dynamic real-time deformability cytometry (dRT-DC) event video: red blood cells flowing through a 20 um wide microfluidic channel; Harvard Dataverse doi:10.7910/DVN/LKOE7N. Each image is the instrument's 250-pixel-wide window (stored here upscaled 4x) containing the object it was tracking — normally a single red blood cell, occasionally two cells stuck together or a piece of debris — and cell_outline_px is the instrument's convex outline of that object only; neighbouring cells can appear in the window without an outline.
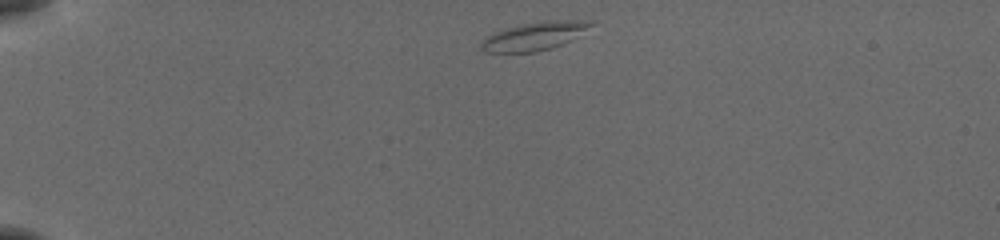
{"species": "common noctule bat (a hibernating species)", "species_latin": "Nyctalus noctula", "temperature_condition": "cold", "stored_images_in_passage": 42, "camera_frame_rate_fps": 3000, "um_per_image_px": 0.085, "animal": {"sex": "female", "body_mass_g": 19.5, "forearm_length_mm": 54.1}, "frame": {"image": 1, "passage_image": 1, "time_ms": 0.0, "image_size_px": [1000, 240], "cell_outline_px": [[592, 24], [572, 40], [564, 44], [552, 48], [536, 52], [484, 52], [480, 48], [480, 44], [484, 36], [492, 32], [520, 24], [548, 20], [592, 20]], "centroid_in_image_um": [45.37, 3.07], "position_along_channel_um": 39.6, "area_um2": 18.21}}
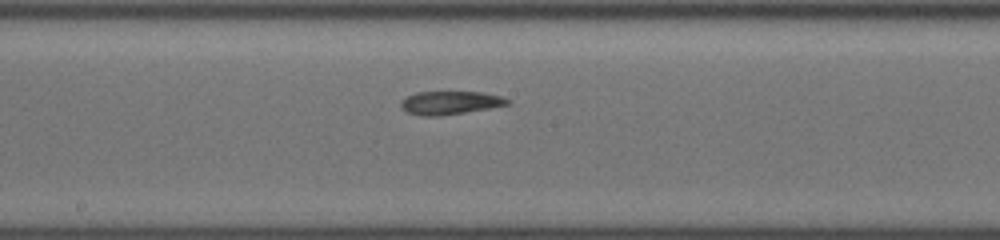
{"frame": {"image": 2, "passage_image": 19, "time_ms": 6.0, "image_size_px": [1000, 240], "cell_outline_px": [[512, 100], [508, 104], [488, 108], [440, 116], [420, 116], [408, 112], [400, 108], [400, 100], [416, 92], [484, 92], [500, 96]], "centroid_in_image_um": [38.22, 8.73], "position_along_channel_um": 210.0, "area_um2": 14.45}}
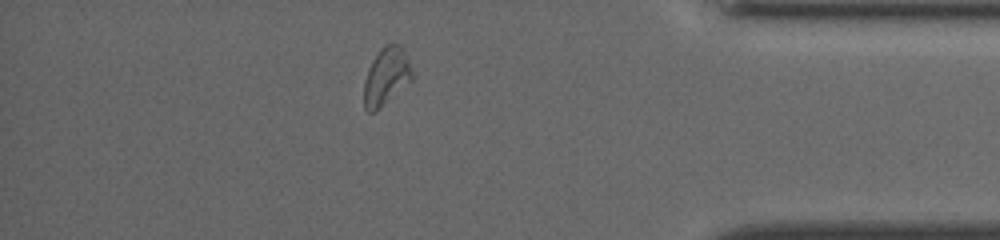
{"frame": {"image": 3, "passage_image": 36, "time_ms": 11.667, "image_size_px": [1000, 240], "cell_outline_px": [[412, 80], [376, 112], [368, 112], [364, 108], [364, 80], [368, 68], [372, 60], [380, 48], [384, 44], [400, 44], [408, 60], [412, 72]], "centroid_in_image_um": [32.81, 6.51], "position_along_channel_um": 402.4, "area_um2": 16.18}, "authors_computed_cell_mechanics": {"area_um2": 14.9413, "velocity_mm_per_s": 3.8327, "shape_relaxation_time_tau1_ms": null, "shape_relaxation_time_tau2_ms": 3.0288, "deformation_change_tau1": null, "deformation_change_tau2": 0.115}}